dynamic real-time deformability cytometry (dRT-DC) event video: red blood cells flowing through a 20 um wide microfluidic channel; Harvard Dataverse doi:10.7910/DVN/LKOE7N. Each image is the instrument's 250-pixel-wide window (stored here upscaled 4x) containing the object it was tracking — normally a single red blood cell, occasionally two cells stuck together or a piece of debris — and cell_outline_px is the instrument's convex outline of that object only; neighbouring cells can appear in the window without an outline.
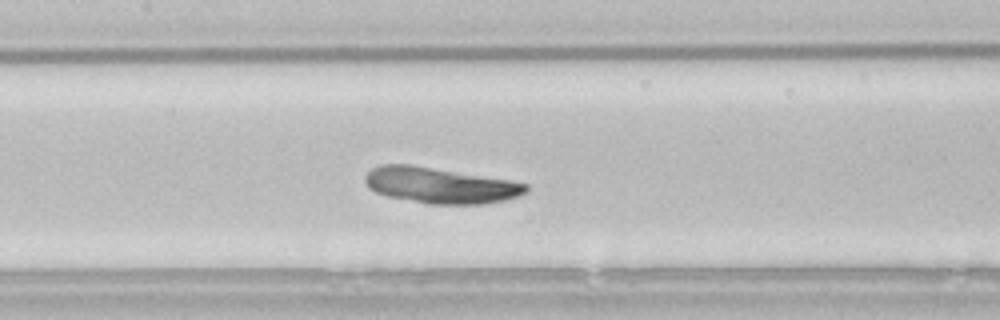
{"species": "common noctule bat (a hibernating species)", "species_latin": "Nyctalus noctula", "temperature_condition": "room temperature", "stored_images_in_passage": 50, "camera_frame_rate_fps": 3000, "um_per_image_px": 0.085, "animal": {"sex": "male", "body_mass_g": 21.5, "forearm_length_mm": 52.0}, "frame": {"image": 1, "passage_image": 22, "time_ms": 7.0, "image_size_px": [1000, 320], "cell_outline_px": [[528, 192], [520, 196], [504, 200], [484, 204], [428, 204], [388, 196], [376, 192], [368, 188], [364, 180], [364, 176], [372, 168], [380, 164], [412, 164], [508, 180], [528, 184]], "centroid_in_image_um": [37.4, 15.75], "position_along_channel_um": 170.0, "area_um2": 33.7}}
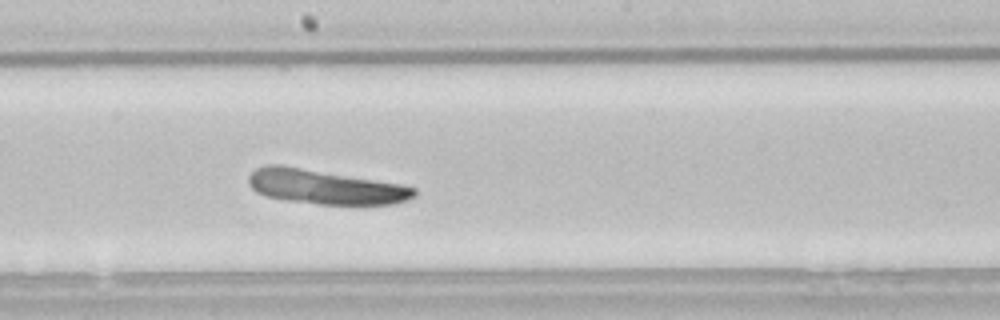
{"frame": {"image": 2, "passage_image": 26, "time_ms": 8.333, "image_size_px": [1000, 320], "cell_outline_px": [[416, 196], [408, 200], [392, 204], [320, 204], [284, 200], [268, 196], [256, 192], [248, 184], [248, 176], [256, 168], [268, 164], [280, 164], [400, 184], [416, 188]], "centroid_in_image_um": [27.61, 15.88], "position_along_channel_um": 220.6, "area_um2": 33.12}}